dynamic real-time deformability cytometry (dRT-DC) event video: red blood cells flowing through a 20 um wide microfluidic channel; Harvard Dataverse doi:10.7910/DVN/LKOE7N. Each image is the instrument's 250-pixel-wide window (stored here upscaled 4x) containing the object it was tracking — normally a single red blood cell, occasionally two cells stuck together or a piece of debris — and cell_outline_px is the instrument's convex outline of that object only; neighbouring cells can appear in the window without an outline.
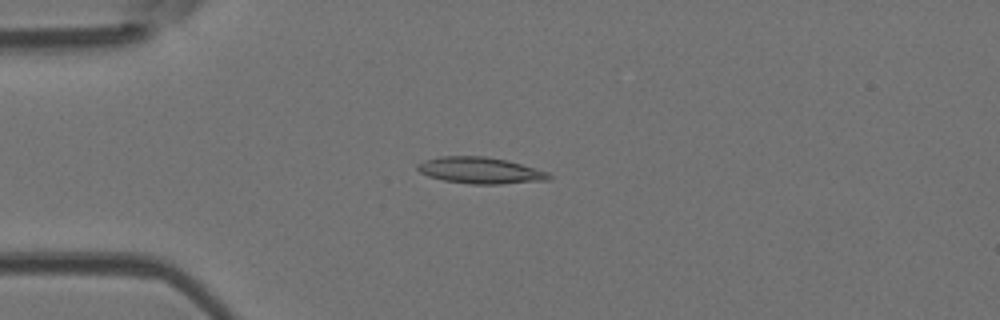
{"species": "Egyptian fruit bat (a non-hibernating species)", "species_latin": "Rousettus aegyptiacus", "temperature_condition": "room temperature", "stored_images_in_passage": 50, "camera_frame_rate_fps": 3000, "um_per_image_px": 0.085, "animal": {"sex": "female"}, "frame": {"image": 1, "passage_image": 13, "time_ms": 4.0, "image_size_px": [1000, 320], "cell_outline_px": [[552, 176], [548, 180], [500, 184], [472, 184], [444, 180], [428, 176], [420, 172], [416, 168], [416, 164], [424, 160], [440, 156], [484, 156], [508, 160], [548, 172]], "centroid_in_image_um": [40.8, 14.48], "position_along_channel_um": 44.2, "area_um2": 20.23}}
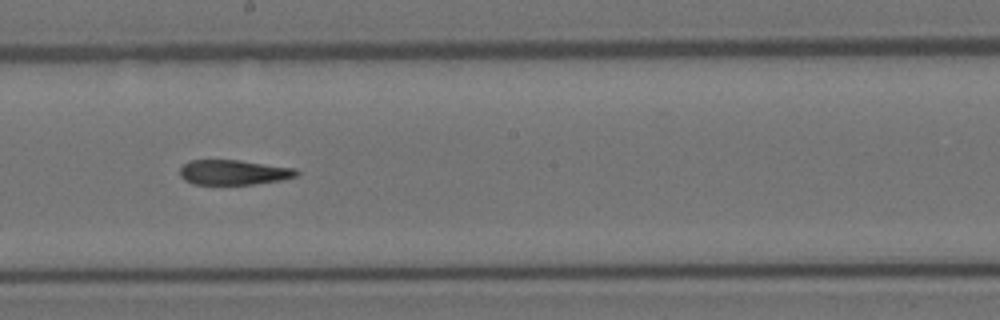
{"frame": {"image": 2, "passage_image": 28, "time_ms": 9.0, "image_size_px": [1000, 320], "cell_outline_px": [[300, 172], [296, 176], [280, 180], [252, 184], [192, 184], [184, 180], [180, 176], [180, 168], [188, 160], [240, 160], [296, 168]], "centroid_in_image_um": [19.85, 14.64], "position_along_channel_um": 228.4, "area_um2": 16.99}}
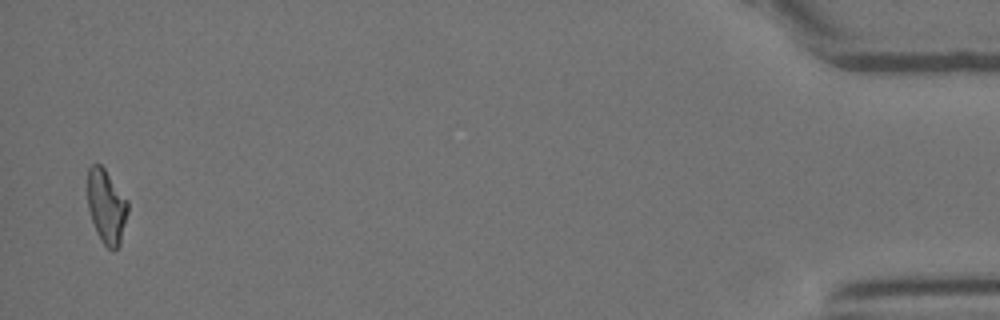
{"frame": {"image": 3, "passage_image": 49, "time_ms": 16.0, "image_size_px": [1000, 320], "cell_outline_px": [[128, 212], [120, 244], [112, 252], [100, 240], [96, 232], [88, 208], [88, 168], [92, 164], [100, 164], [104, 168], [128, 200]], "centroid_in_image_um": [9.05, 17.56], "position_along_channel_um": 426.1, "area_um2": 17.4}, "authors_computed_cell_mechanics": {"area_um2": 18.4093, "velocity_mm_per_s": 4.0852, "shape_relaxation_time_tau1_ms": 7.8201, "shape_relaxation_time_tau2_ms": 3.324, "deformation_change_tau1": 0.2514, "deformation_change_tau2": 0.1325}}